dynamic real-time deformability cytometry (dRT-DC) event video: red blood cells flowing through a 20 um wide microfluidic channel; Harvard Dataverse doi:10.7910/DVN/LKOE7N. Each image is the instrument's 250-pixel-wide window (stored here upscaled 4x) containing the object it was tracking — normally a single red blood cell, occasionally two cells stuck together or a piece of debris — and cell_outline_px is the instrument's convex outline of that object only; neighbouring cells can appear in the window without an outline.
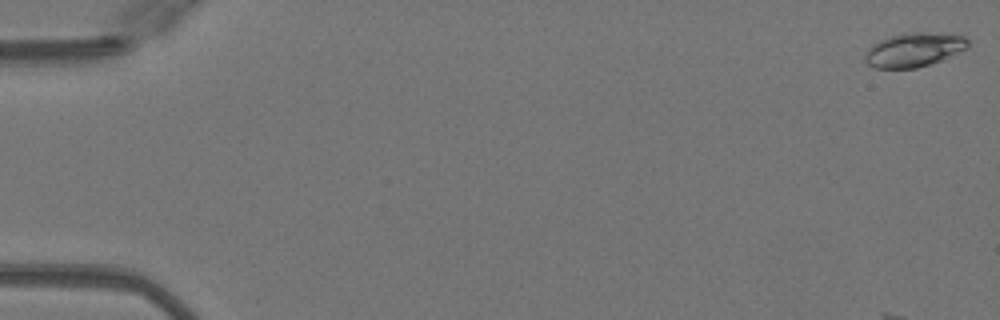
{"species": "Egyptian fruit bat (a non-hibernating species)", "species_latin": "Rousettus aegyptiacus", "temperature_condition": "warm", "stored_images_in_passage": 42, "camera_frame_rate_fps": 3000, "um_per_image_px": 0.085, "animal": {"sex": "female"}, "frame": {"image": 1, "passage_image": 1, "time_ms": 0.0, "image_size_px": [1000, 320], "cell_outline_px": [[968, 48], [940, 60], [916, 68], [876, 68], [868, 64], [864, 60], [864, 56], [868, 48], [872, 44], [880, 40], [892, 36], [916, 32], [924, 32], [964, 36], [968, 40]], "centroid_in_image_um": [77.66, 4.24], "position_along_channel_um": 7.3, "area_um2": 20.06}}
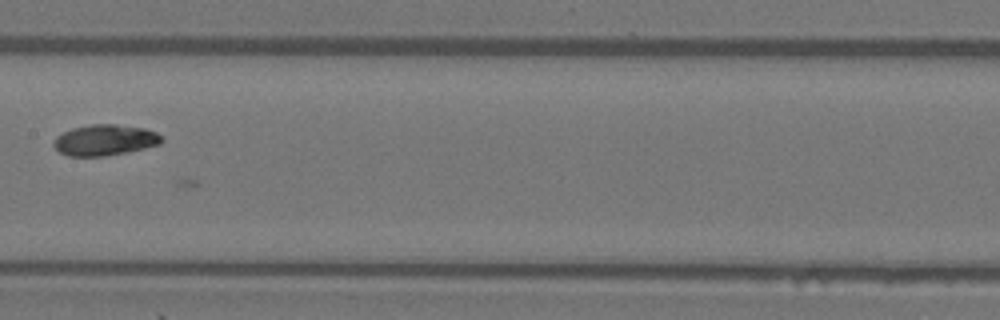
{"frame": {"image": 2, "passage_image": 27, "time_ms": 8.667, "image_size_px": [1000, 320], "cell_outline_px": [[164, 140], [160, 144], [128, 152], [104, 156], [68, 156], [60, 152], [52, 144], [56, 136], [72, 128], [88, 124], [116, 124], [144, 128], [156, 132], [164, 136]], "centroid_in_image_um": [8.93, 11.9], "position_along_channel_um": 198.5, "area_um2": 19.59}}
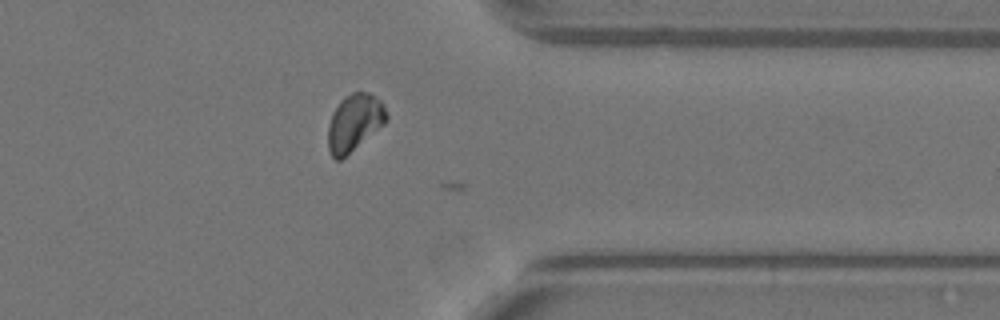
{"frame": {"image": 3, "passage_image": 41, "time_ms": 13.333, "image_size_px": [1000, 320], "cell_outline_px": [[388, 120], [384, 124], [340, 160], [336, 160], [328, 152], [328, 124], [332, 112], [340, 100], [344, 96], [352, 92], [368, 92], [376, 96], [384, 104], [388, 116]], "centroid_in_image_um": [30.11, 10.39], "position_along_channel_um": 381.3, "area_um2": 19.48}}